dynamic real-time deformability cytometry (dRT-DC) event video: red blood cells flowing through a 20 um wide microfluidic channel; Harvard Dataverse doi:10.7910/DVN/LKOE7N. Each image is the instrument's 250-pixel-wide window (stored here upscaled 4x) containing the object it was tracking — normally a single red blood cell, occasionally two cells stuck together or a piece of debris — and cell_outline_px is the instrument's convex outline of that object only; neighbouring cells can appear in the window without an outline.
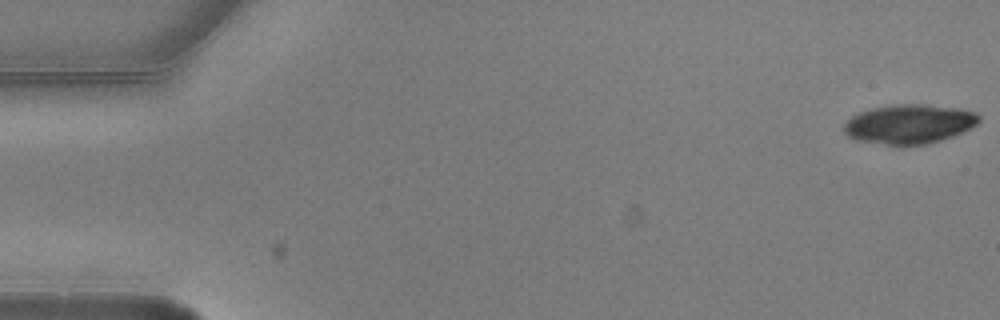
{"species": "common noctule bat (a hibernating species)", "species_latin": "Nyctalus noctula", "temperature_condition": "warm", "stored_images_in_passage": 6, "camera_frame_rate_fps": 3000, "um_per_image_px": 0.085, "animal": {"sex": "male", "body_mass_g": 20.5, "forearm_length_mm": 52.5}, "frame": {"image": 1, "passage_image": 1, "time_ms": 0.0, "image_size_px": [1000, 320], "cell_outline_px": [[980, 120], [976, 124], [952, 136], [940, 140], [924, 144], [888, 144], [856, 140], [848, 136], [844, 132], [844, 124], [852, 116], [860, 112], [872, 108], [892, 104], [928, 104], [960, 108], [976, 112], [980, 116]], "centroid_in_image_um": [77.29, 10.51], "position_along_channel_um": 7.7, "area_um2": 30.63}}